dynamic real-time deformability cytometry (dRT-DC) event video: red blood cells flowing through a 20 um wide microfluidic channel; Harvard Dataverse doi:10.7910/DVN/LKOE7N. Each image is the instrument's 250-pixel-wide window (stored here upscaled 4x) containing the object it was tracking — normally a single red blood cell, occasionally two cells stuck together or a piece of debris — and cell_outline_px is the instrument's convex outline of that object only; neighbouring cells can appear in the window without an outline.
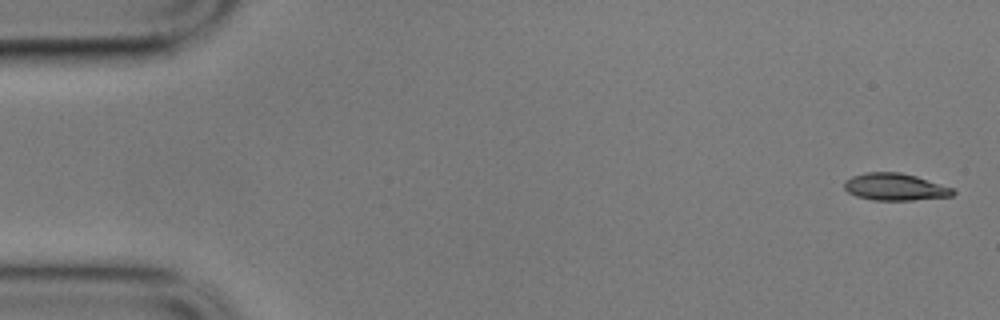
{"species": "common noctule bat (a hibernating species)", "species_latin": "Nyctalus noctula", "temperature_condition": "cold", "stored_images_in_passage": 5, "camera_frame_rate_fps": 3000, "um_per_image_px": 0.085, "animal": {"sex": "male", "body_mass_g": 17.9}, "frame": {"image": 1, "passage_image": 1, "time_ms": 0.0, "image_size_px": [1000, 320], "cell_outline_px": [[956, 192], [952, 196], [912, 200], [872, 200], [856, 196], [848, 192], [844, 188], [844, 180], [852, 176], [864, 172], [900, 172], [916, 176], [952, 188]], "centroid_in_image_um": [76.04, 15.88], "position_along_channel_um": 9.0, "area_um2": 17.17}}